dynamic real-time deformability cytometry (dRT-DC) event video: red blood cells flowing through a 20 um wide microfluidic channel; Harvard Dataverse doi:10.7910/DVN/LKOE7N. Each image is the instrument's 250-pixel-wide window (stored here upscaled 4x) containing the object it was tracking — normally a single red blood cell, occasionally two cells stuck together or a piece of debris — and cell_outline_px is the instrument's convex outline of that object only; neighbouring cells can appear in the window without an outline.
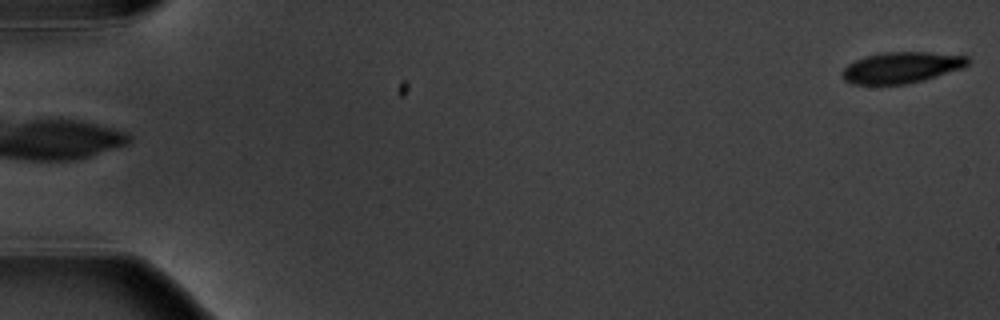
{"species": "common noctule bat (a hibernating species)", "species_latin": "Nyctalus noctula", "temperature_condition": "warm", "stored_images_in_passage": 6, "camera_frame_rate_fps": 3000, "um_per_image_px": 0.085, "animal": {"sex": "male", "body_mass_g": 20.1, "forearm_length_mm": 53.5}, "frame": {"image": 1, "passage_image": 6, "time_ms": 6.667, "image_size_px": [1000, 320], "cell_outline_px": [[968, 64], [964, 68], [924, 80], [904, 84], [852, 84], [844, 80], [840, 72], [848, 64], [856, 60], [868, 56], [884, 52], [928, 52], [968, 56]], "centroid_in_image_um": [76.63, 5.74], "position_along_channel_um": 8.4, "area_um2": 22.72}}